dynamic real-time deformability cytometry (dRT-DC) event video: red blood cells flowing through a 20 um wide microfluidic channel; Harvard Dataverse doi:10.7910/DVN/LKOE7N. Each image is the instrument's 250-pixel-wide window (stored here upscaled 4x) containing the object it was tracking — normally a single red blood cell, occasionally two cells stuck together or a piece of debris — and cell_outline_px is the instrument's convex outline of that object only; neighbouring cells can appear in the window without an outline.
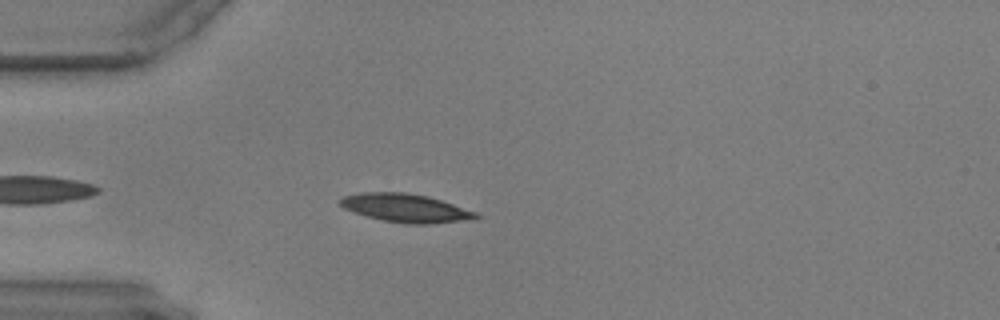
{"species": "common noctule bat (a hibernating species)", "species_latin": "Nyctalus noctula", "temperature_condition": "warm", "stored_images_in_passage": 39, "camera_frame_rate_fps": 3000, "um_per_image_px": 0.085, "animal": {"sex": "male", "body_mass_g": 17.9, "forearm_length_mm": 54.2}, "frame": {"image": 1, "passage_image": 6, "time_ms": 1.667, "image_size_px": [1000, 320], "cell_outline_px": [[480, 216], [472, 220], [428, 224], [404, 224], [384, 220], [368, 216], [344, 208], [340, 204], [340, 200], [344, 196], [360, 192], [404, 192], [428, 196], [476, 212]], "centroid_in_image_um": [34.5, 17.68], "position_along_channel_um": 50.5, "area_um2": 22.25}}
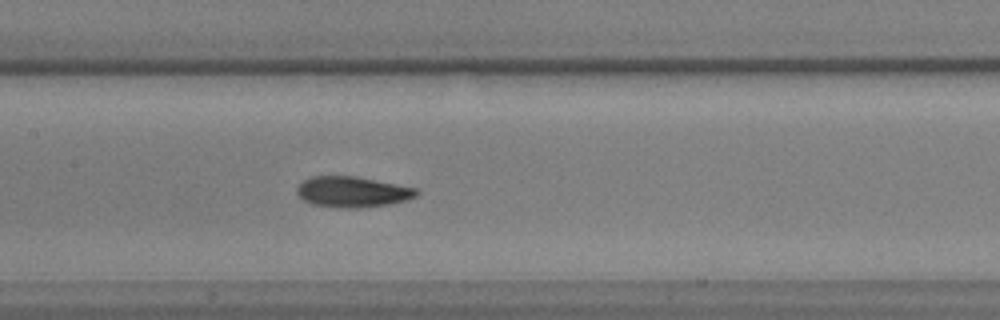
{"frame": {"image": 2, "passage_image": 18, "time_ms": 5.667, "image_size_px": [1000, 320], "cell_outline_px": [[420, 192], [416, 196], [404, 200], [388, 204], [360, 208], [340, 208], [312, 204], [304, 200], [296, 192], [296, 188], [304, 180], [312, 176], [356, 176], [416, 188]], "centroid_in_image_um": [29.94, 16.31], "position_along_channel_um": 177.5, "area_um2": 21.27}}
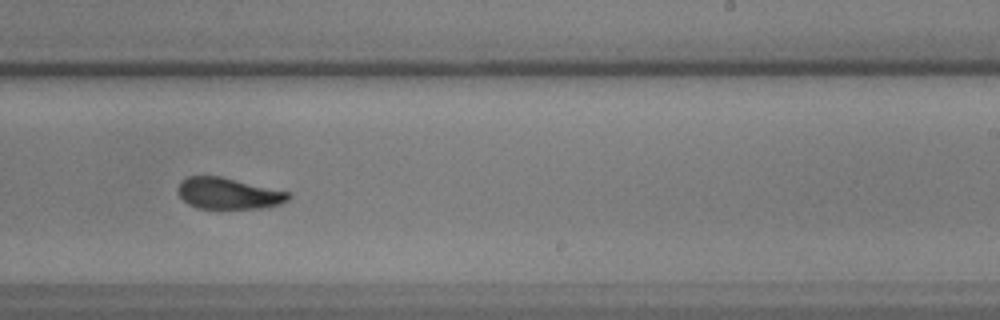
{"frame": {"image": 3, "passage_image": 26, "time_ms": 8.333, "image_size_px": [1000, 320], "cell_outline_px": [[292, 196], [288, 200], [280, 204], [260, 208], [196, 208], [188, 204], [176, 192], [176, 188], [180, 180], [188, 176], [220, 176], [288, 192]], "centroid_in_image_um": [19.35, 16.44], "position_along_channel_um": 269.6, "area_um2": 20.11}}